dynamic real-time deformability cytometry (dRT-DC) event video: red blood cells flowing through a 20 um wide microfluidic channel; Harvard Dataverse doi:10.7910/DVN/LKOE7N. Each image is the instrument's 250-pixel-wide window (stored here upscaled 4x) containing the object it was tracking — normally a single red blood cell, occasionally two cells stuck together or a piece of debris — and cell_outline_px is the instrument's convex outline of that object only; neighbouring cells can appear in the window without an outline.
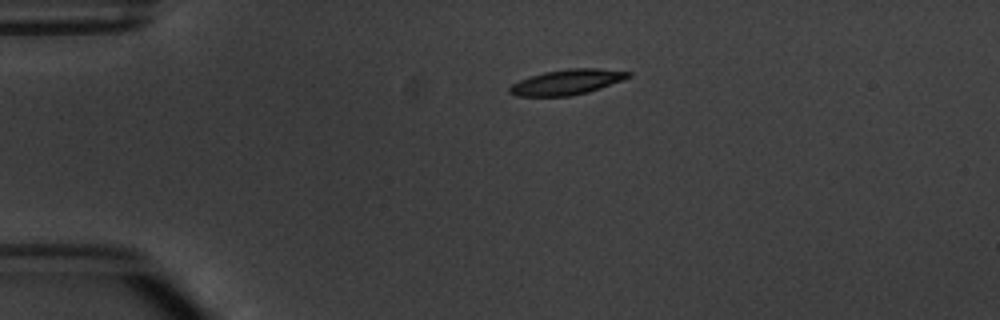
{"species": "common noctule bat (a hibernating species)", "species_latin": "Nyctalus noctula", "temperature_condition": "warm", "stored_images_in_passage": 2, "camera_frame_rate_fps": 3000, "um_per_image_px": 0.085, "animal": {"sex": "male", "body_mass_g": 20.1, "forearm_length_mm": 53.5}, "frame": {"image": 1, "passage_image": 1, "time_ms": 0.0, "image_size_px": [1000, 320], "cell_outline_px": [[632, 76], [624, 80], [588, 92], [572, 96], [516, 96], [508, 92], [508, 88], [512, 84], [520, 80], [544, 72], [568, 68], [596, 68], [632, 72]], "centroid_in_image_um": [48.21, 6.98], "position_along_channel_um": 36.8, "area_um2": 17.51}}